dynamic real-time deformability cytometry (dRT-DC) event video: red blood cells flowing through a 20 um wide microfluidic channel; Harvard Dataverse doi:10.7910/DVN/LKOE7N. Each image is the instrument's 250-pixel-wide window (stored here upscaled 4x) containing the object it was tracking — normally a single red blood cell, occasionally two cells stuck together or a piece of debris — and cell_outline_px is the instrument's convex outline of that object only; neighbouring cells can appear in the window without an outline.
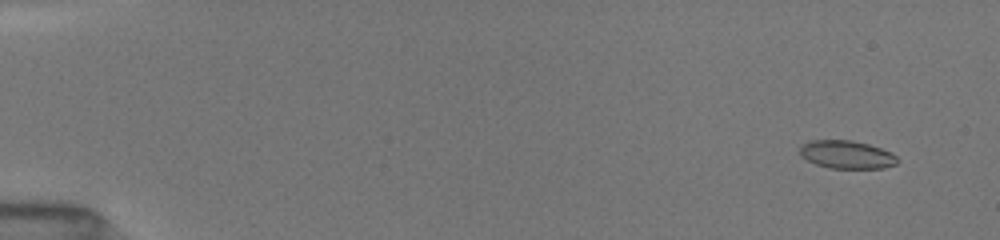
{"species": "common noctule bat (a hibernating species)", "species_latin": "Nyctalus noctula", "temperature_condition": "room temperature", "stored_images_in_passage": 80, "camera_frame_rate_fps": 3000, "um_per_image_px": 0.085, "animal": {"sex": "female", "body_mass_g": 19.5, "forearm_length_mm": 54.1}, "frame": {"image": 1, "passage_image": 7, "time_ms": 1.0, "image_size_px": [1000, 240], "cell_outline_px": [[900, 160], [896, 164], [884, 168], [828, 168], [816, 164], [800, 156], [800, 144], [812, 140], [852, 140], [868, 144], [892, 152]], "centroid_in_image_um": [71.97, 13.14], "position_along_channel_um": 13.0, "area_um2": 16.07}}
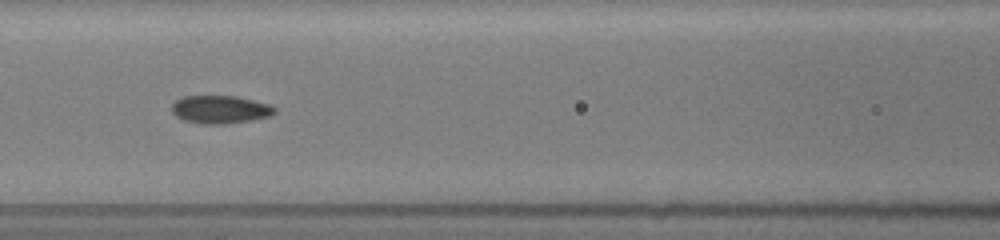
{"frame": {"image": 2, "passage_image": 44, "time_ms": 8.0, "image_size_px": [1000, 240], "cell_outline_px": [[276, 112], [272, 116], [252, 120], [224, 124], [200, 124], [184, 120], [176, 116], [172, 112], [172, 104], [176, 100], [184, 96], [236, 96], [272, 104], [276, 108]], "centroid_in_image_um": [18.76, 9.31], "position_along_channel_um": 147.8, "area_um2": 16.99}}
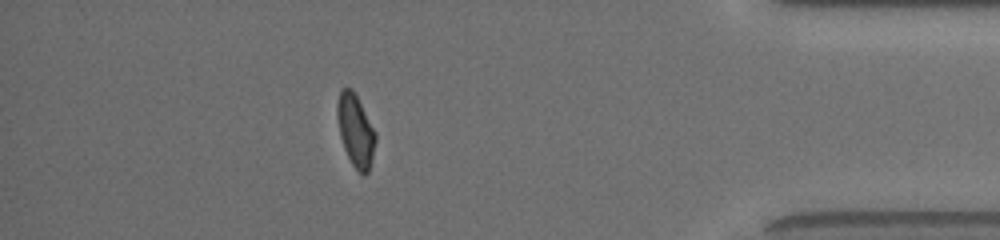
{"frame": {"image": 3, "passage_image": 72, "time_ms": 15.333, "image_size_px": [1000, 240], "cell_outline_px": [[376, 140], [368, 172], [364, 176], [352, 164], [344, 148], [340, 136], [336, 116], [336, 104], [340, 88], [352, 88], [376, 132]], "centroid_in_image_um": [30.2, 11.05], "position_along_channel_um": 405.0, "area_um2": 16.07}, "authors_computed_cell_mechanics": {"area_um2": 16.4152, "velocity_mm_per_s": 4.0094, "shape_relaxation_time_tau1_ms": 7.496, "shape_relaxation_time_tau2_ms": 1.4895, "deformation_change_tau1": 0.1767, "deformation_change_tau2": 0.0519}}